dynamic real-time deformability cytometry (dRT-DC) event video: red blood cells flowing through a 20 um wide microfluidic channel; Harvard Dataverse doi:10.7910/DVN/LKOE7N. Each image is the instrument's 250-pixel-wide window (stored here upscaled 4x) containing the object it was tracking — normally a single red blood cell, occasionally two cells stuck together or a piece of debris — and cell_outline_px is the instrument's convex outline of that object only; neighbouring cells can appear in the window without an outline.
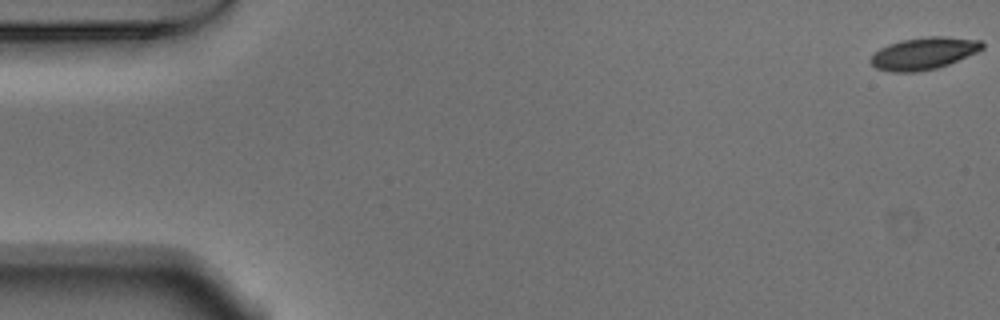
{"species": "Egyptian fruit bat (a non-hibernating species)", "species_latin": "Rousettus aegyptiacus", "temperature_condition": "warm", "stored_images_in_passage": 16, "camera_frame_rate_fps": 3000, "um_per_image_px": 0.085, "animal": {"sex": "male"}, "frame": {"image": 1, "passage_image": 1, "time_ms": 0.0, "image_size_px": [1000, 320], "cell_outline_px": [[984, 48], [976, 52], [948, 64], [936, 68], [916, 72], [888, 72], [876, 68], [868, 60], [880, 48], [888, 44], [900, 40], [928, 36], [944, 36], [980, 40], [984, 44]], "centroid_in_image_um": [78.49, 4.53], "position_along_channel_um": 6.5, "area_um2": 20.87}}
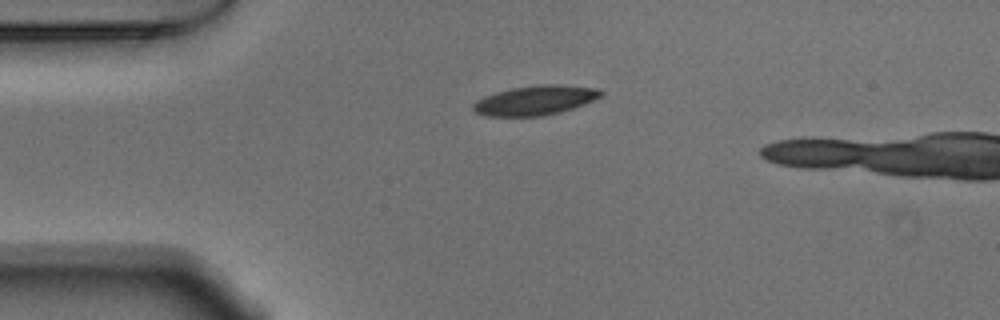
{"frame": {"image": 2, "passage_image": 13, "time_ms": 4.0, "image_size_px": [1000, 320], "cell_outline_px": [[604, 92], [600, 96], [584, 104], [560, 112], [540, 116], [484, 116], [476, 112], [472, 108], [472, 104], [476, 100], [484, 96], [496, 92], [512, 88], [540, 84], [556, 84], [600, 88]], "centroid_in_image_um": [45.47, 8.52], "position_along_channel_um": 39.5, "area_um2": 21.96}}